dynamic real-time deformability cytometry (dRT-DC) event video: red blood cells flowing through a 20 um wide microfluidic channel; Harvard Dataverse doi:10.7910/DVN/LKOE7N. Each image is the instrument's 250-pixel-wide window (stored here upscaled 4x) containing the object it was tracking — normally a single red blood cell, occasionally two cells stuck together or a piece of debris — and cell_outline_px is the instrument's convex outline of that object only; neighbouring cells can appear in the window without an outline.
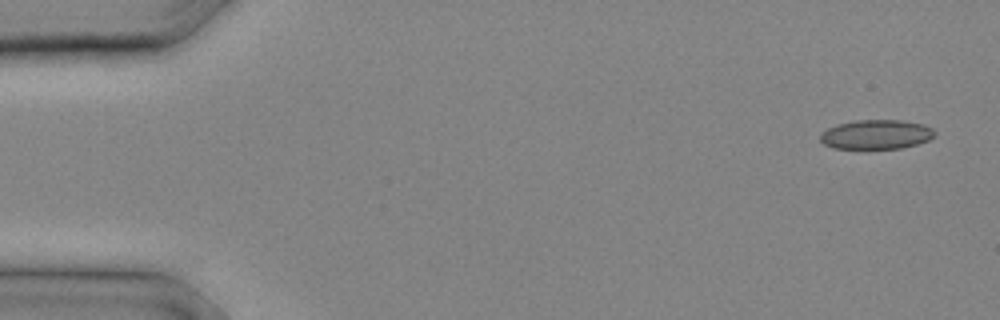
{"species": "common noctule bat (a hibernating species)", "species_latin": "Nyctalus noctula", "temperature_condition": "cold", "stored_images_in_passage": 9, "camera_frame_rate_fps": 3000, "um_per_image_px": 0.085, "animal": {"sex": "male", "body_mass_g": 20.4}, "frame": {"image": 1, "passage_image": 1, "time_ms": 0.0, "image_size_px": [1000, 320], "cell_outline_px": [[936, 136], [928, 140], [916, 144], [900, 148], [832, 148], [824, 144], [820, 140], [820, 136], [828, 128], [836, 124], [856, 120], [904, 120], [924, 124], [932, 128], [936, 132]], "centroid_in_image_um": [74.51, 11.41], "position_along_channel_um": 10.5, "area_um2": 19.59}}
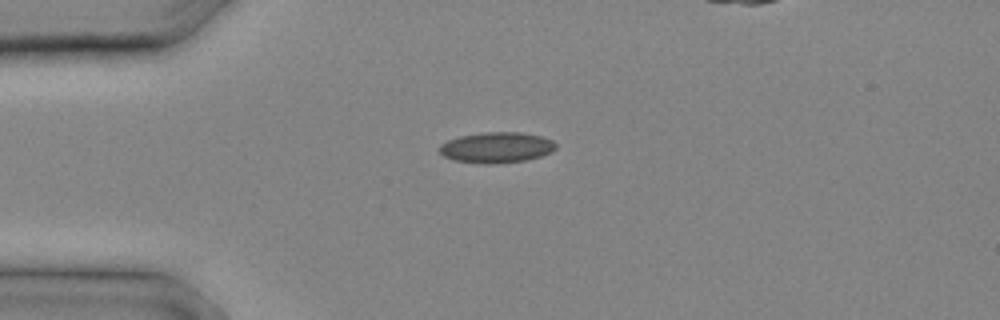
{"frame": {"image": 2, "passage_image": 6, "time_ms": 1.667, "image_size_px": [1000, 320], "cell_outline_px": [[556, 148], [552, 152], [540, 156], [524, 160], [492, 164], [480, 164], [452, 160], [444, 156], [440, 152], [440, 144], [448, 140], [460, 136], [484, 132], [520, 132], [540, 136], [552, 140], [556, 144]], "centroid_in_image_um": [42.19, 12.54], "position_along_channel_um": 42.8, "area_um2": 20.81}}
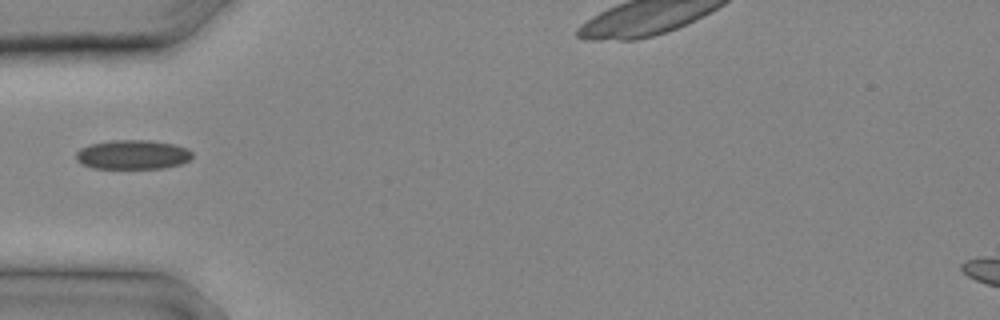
{"frame": {"image": 3, "passage_image": 8, "time_ms": 2.333, "image_size_px": [1000, 320], "cell_outline_px": [[192, 156], [188, 160], [180, 164], [164, 168], [92, 168], [80, 164], [76, 160], [76, 152], [80, 148], [88, 144], [112, 140], [148, 140], [176, 144], [188, 148], [192, 152]], "centroid_in_image_um": [11.25, 13.14], "position_along_channel_um": 73.7, "area_um2": 20.06}}